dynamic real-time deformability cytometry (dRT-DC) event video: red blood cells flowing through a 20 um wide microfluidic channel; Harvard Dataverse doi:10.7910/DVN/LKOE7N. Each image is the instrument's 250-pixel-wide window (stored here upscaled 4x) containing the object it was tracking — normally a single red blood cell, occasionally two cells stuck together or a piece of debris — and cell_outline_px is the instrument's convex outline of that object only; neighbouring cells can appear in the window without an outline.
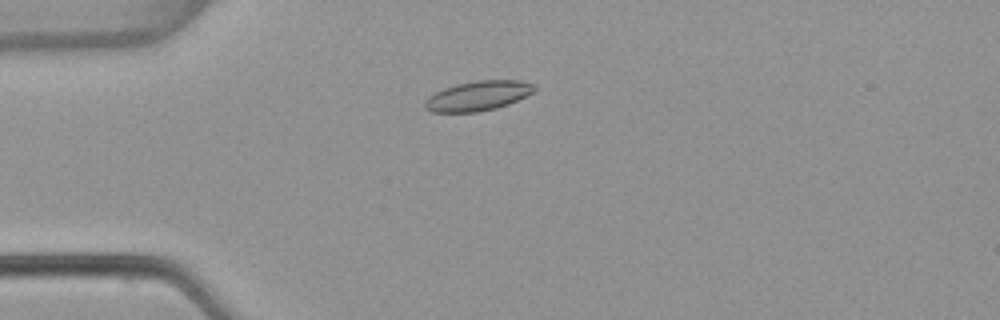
{"species": "common noctule bat (a hibernating species)", "species_latin": "Nyctalus noctula", "temperature_condition": "warm", "stored_images_in_passage": 5, "camera_frame_rate_fps": 3000, "um_per_image_px": 0.085, "animal": {"sex": "female", "body_mass_g": 22.7, "forearm_length_mm": 54.2}, "frame": {"image": 1, "passage_image": 4, "time_ms": 1.0, "image_size_px": [1000, 320], "cell_outline_px": [[536, 92], [508, 104], [496, 108], [476, 112], [432, 112], [424, 108], [424, 104], [428, 96], [444, 88], [456, 84], [476, 80], [520, 80], [536, 84]], "centroid_in_image_um": [40.67, 8.14], "position_along_channel_um": 44.3, "area_um2": 19.13}}